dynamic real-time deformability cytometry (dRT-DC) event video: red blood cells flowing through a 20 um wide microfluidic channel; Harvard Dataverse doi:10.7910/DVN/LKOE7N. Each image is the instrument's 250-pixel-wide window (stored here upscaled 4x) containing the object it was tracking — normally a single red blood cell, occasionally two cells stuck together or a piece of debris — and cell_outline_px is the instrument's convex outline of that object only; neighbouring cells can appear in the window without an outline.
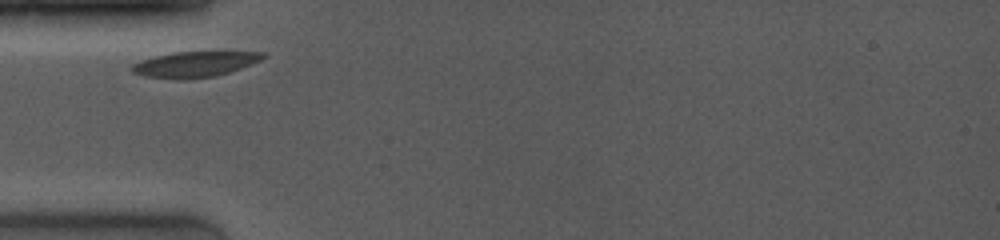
{"species": "common noctule bat (a hibernating species)", "species_latin": "Nyctalus noctula", "temperature_condition": "room temperature", "stored_images_in_passage": 20, "camera_frame_rate_fps": 4000, "um_per_image_px": 0.085, "animal": {"sex": "female", "body_mass_g": 19.0, "forearm_length_mm": 53.3}, "frame": {"image": 1, "passage_image": 1, "time_ms": 0.0, "image_size_px": [1000, 240], "cell_outline_px": [[268, 56], [260, 60], [240, 68], [228, 72], [212, 76], [176, 80], [144, 76], [132, 72], [128, 68], [132, 64], [140, 60], [172, 52], [264, 52]], "centroid_in_image_um": [16.48, 5.46], "position_along_channel_um": 68.5, "area_um2": 19.42}}
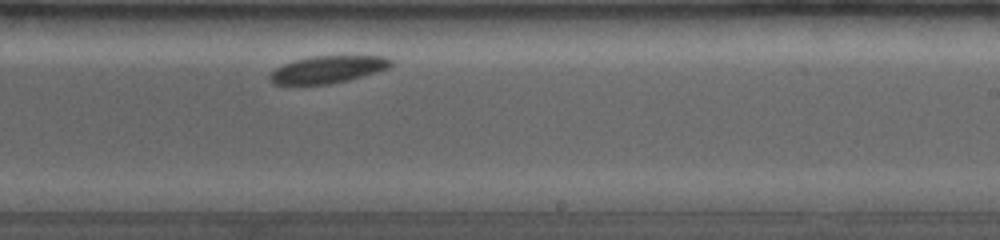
{"frame": {"image": 2, "passage_image": 12, "time_ms": 5.25, "image_size_px": [1000, 240], "cell_outline_px": [[392, 64], [388, 68], [376, 72], [348, 80], [328, 84], [272, 84], [268, 76], [276, 68], [284, 64], [296, 60], [312, 56], [384, 56], [392, 60]], "centroid_in_image_um": [27.86, 5.9], "position_along_channel_um": 261.1, "area_um2": 18.96}}
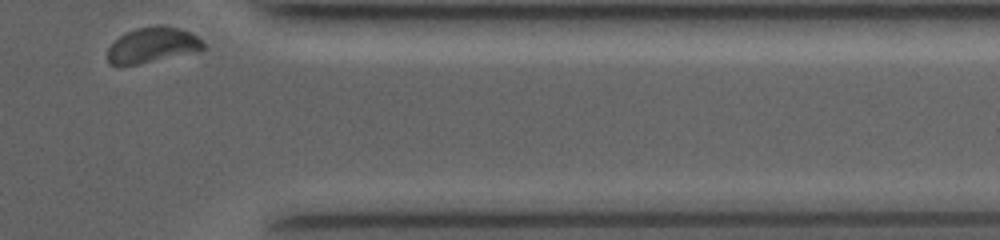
{"frame": {"image": 3, "passage_image": 20, "time_ms": 9.0, "image_size_px": [1000, 240], "cell_outline_px": [[204, 48], [120, 68], [108, 64], [108, 48], [124, 32], [136, 28], [156, 24], [160, 24], [176, 28], [188, 32], [196, 36], [204, 44]], "centroid_in_image_um": [12.83, 3.83], "position_along_channel_um": 398.6, "area_um2": 19.36}}